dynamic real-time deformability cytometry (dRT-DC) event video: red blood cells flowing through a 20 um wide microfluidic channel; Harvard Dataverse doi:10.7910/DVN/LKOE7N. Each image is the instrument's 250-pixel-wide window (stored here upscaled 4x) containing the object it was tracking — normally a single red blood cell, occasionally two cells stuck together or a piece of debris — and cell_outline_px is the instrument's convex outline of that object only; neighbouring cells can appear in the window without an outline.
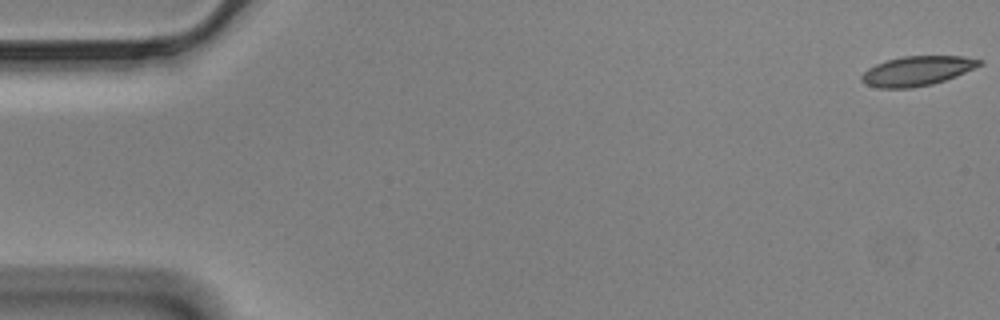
{"species": "Egyptian fruit bat (a non-hibernating species)", "species_latin": "Rousettus aegyptiacus", "temperature_condition": "cold", "stored_images_in_passage": 58, "camera_frame_rate_fps": 3000, "um_per_image_px": 0.085, "animal": {"sex": "male"}, "frame": {"image": 1, "passage_image": 1, "time_ms": 0.0, "image_size_px": [1000, 320], "cell_outline_px": [[984, 64], [956, 76], [932, 84], [912, 88], [876, 88], [860, 80], [860, 76], [868, 68], [876, 64], [888, 60], [904, 56], [964, 56], [984, 60]], "centroid_in_image_um": [77.98, 6.02], "position_along_channel_um": 7.0, "area_um2": 20.35}}
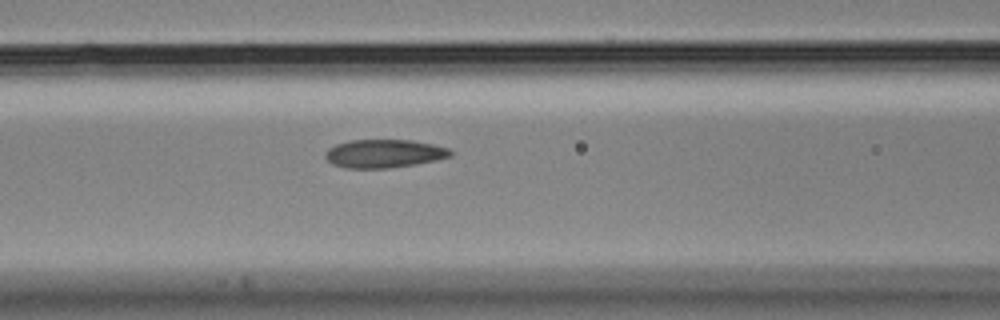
{"frame": {"image": 2, "passage_image": 24, "time_ms": 7.667, "image_size_px": [1000, 320], "cell_outline_px": [[452, 156], [436, 160], [416, 164], [388, 168], [344, 168], [332, 164], [324, 156], [324, 152], [328, 148], [336, 144], [352, 140], [412, 140], [432, 144], [448, 148], [452, 152]], "centroid_in_image_um": [32.62, 13.06], "position_along_channel_um": 134.0, "area_um2": 20.69}}
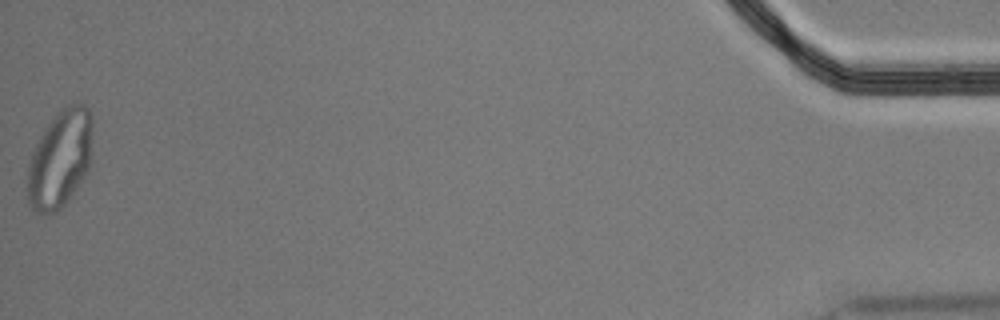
{"frame": {"image": 3, "passage_image": 58, "time_ms": 19.0, "image_size_px": [1000, 320], "cell_outline_px": [[92, 160], [88, 172], [68, 200], [56, 212], [40, 216], [28, 204], [28, 164], [32, 152], [40, 136], [48, 124], [68, 104], [80, 100], [88, 108], [92, 116]], "centroid_in_image_um": [5.14, 13.52], "position_along_channel_um": 430.1, "area_um2": 37.51}, "authors_computed_cell_mechanics": {"area_um2": 21.1837, "velocity_mm_per_s": 3.4661, "shape_relaxation_time_tau1_ms": null, "shape_relaxation_time_tau2_ms": 2.0048, "deformation_change_tau1": null, "deformation_change_tau2": 0.0717}}